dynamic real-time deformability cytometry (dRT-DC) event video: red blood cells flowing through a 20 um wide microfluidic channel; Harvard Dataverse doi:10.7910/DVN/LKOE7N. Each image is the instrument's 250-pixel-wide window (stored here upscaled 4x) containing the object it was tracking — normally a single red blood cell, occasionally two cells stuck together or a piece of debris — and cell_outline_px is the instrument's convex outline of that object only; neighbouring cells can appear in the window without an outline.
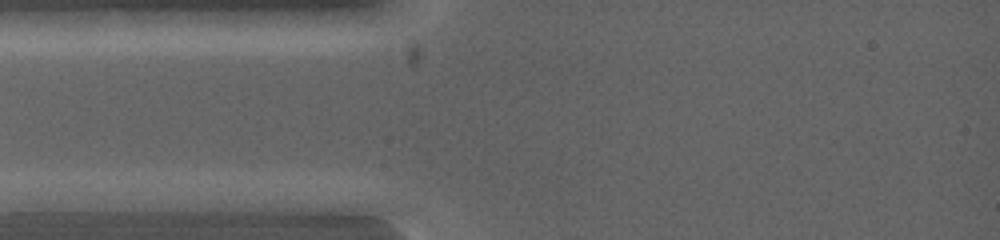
{"species": "common noctule bat (a hibernating species)", "species_latin": "Nyctalus noctula", "temperature_condition": "warm", "stored_images_in_passage": 4, "camera_frame_rate_fps": 5000, "um_per_image_px": 0.085, "animal": {"sex": "female", "body_mass_g": 19.0, "forearm_length_mm": 53.3}, "frame": {"image": 1, "passage_image": 1, "time_ms": 0.0, "image_size_px": [1000, 240], "cell_outline_px": [[132, 196], [124, 200], [92, 212], [16, 212], [12, 200], [20, 192], [132, 192]], "centroid_in_image_um": [5.66, 17.11], "position_along_channel_um": 79.3, "area_um2": 14.74}}